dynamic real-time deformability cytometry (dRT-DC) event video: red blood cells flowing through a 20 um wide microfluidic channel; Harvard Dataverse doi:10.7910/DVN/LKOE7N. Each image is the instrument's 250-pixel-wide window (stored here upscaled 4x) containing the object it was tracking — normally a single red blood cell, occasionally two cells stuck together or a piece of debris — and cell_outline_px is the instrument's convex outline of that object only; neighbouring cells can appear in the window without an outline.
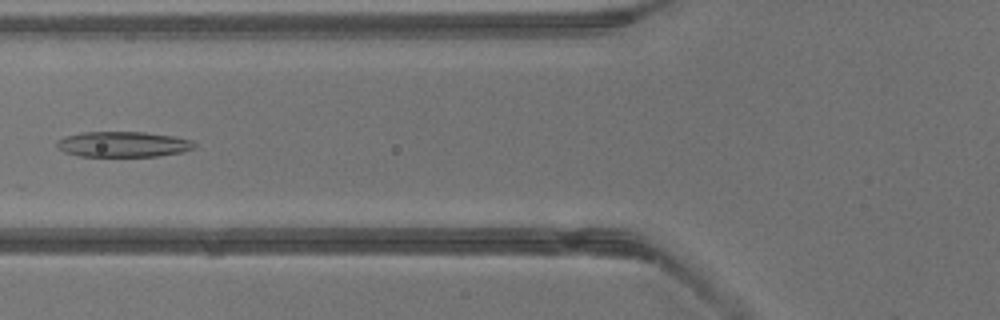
{"species": "common noctule bat (a hibernating species)", "species_latin": "Nyctalus noctula", "temperature_condition": "warm", "stored_images_in_passage": 34, "camera_frame_rate_fps": 3000, "um_per_image_px": 0.085, "animal": {"sex": "male", "body_mass_g": 13.3}, "frame": {"image": 1, "passage_image": 10, "time_ms": 3.0, "image_size_px": [1000, 320], "cell_outline_px": [[196, 148], [184, 152], [156, 156], [80, 156], [64, 152], [56, 144], [56, 140], [64, 136], [84, 132], [144, 132], [172, 136], [192, 140], [196, 144]], "centroid_in_image_um": [10.48, 12.26], "position_along_channel_um": 115.3, "area_um2": 20.46}}
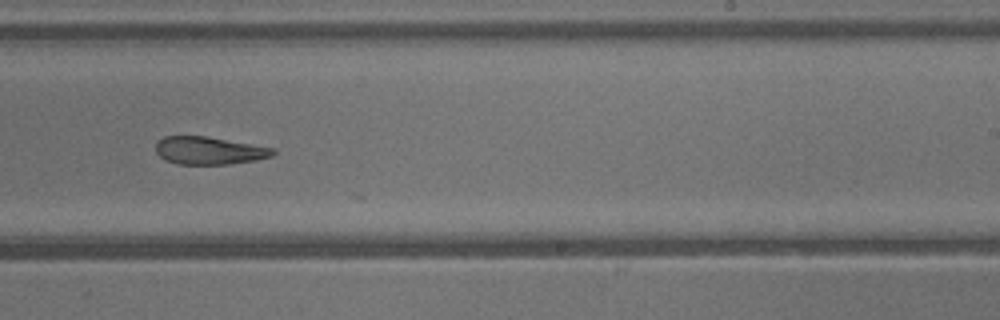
{"frame": {"image": 2, "passage_image": 19, "time_ms": 6.0, "image_size_px": [1000, 320], "cell_outline_px": [[276, 152], [272, 156], [256, 160], [228, 164], [176, 164], [164, 160], [156, 152], [156, 144], [164, 136], [208, 136], [276, 148]], "centroid_in_image_um": [17.8, 12.8], "position_along_channel_um": 271.2, "area_um2": 19.07}}
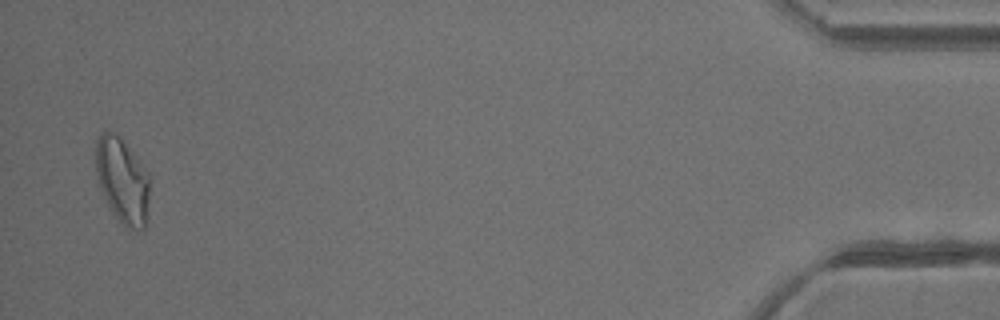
{"frame": {"image": 3, "passage_image": 33, "time_ms": 10.667, "image_size_px": [1000, 320], "cell_outline_px": [[148, 196], [144, 228], [136, 232], [124, 228], [112, 212], [100, 188], [96, 172], [96, 140], [100, 132], [116, 132], [120, 136], [148, 172]], "centroid_in_image_um": [10.38, 15.35], "position_along_channel_um": 424.8, "area_um2": 26.76}}